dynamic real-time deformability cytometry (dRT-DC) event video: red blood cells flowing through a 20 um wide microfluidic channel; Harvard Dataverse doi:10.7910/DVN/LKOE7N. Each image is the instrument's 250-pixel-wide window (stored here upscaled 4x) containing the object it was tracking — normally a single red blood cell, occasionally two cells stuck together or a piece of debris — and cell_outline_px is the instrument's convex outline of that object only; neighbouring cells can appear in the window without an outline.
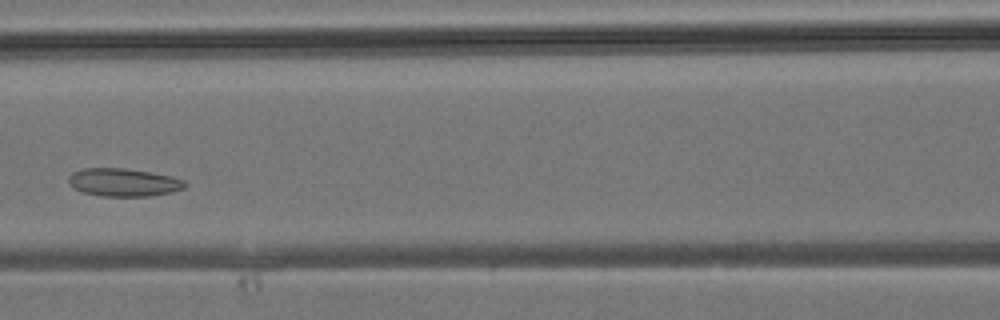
{"species": "common noctule bat (a hibernating species)", "species_latin": "Nyctalus noctula", "temperature_condition": "room temperature", "stored_images_in_passage": 24, "camera_frame_rate_fps": 3000, "um_per_image_px": 0.085, "animal": {"sex": "male", "body_mass_g": 19.2, "forearm_length_mm": 51.8}, "frame": {"image": 1, "passage_image": 6, "time_ms": 1.667, "image_size_px": [1000, 320], "cell_outline_px": [[188, 184], [184, 188], [172, 192], [148, 196], [100, 196], [84, 192], [68, 184], [68, 176], [72, 172], [84, 168], [124, 168], [172, 176], [184, 180]], "centroid_in_image_um": [10.5, 15.5], "position_along_channel_um": 156.1, "area_um2": 18.96}}
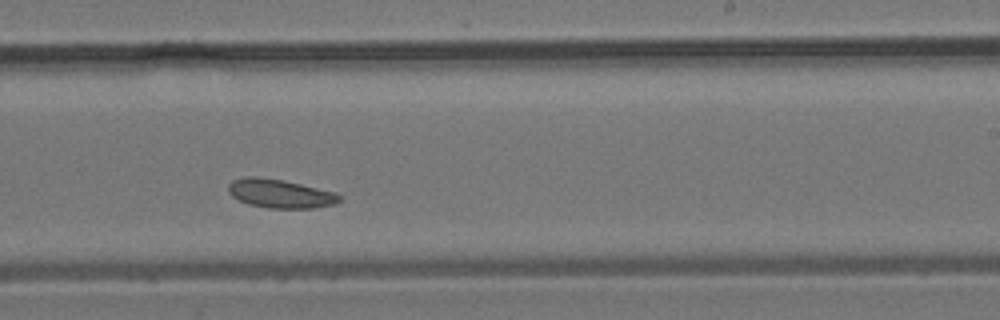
{"frame": {"image": 2, "passage_image": 12, "time_ms": 3.667, "image_size_px": [1000, 320], "cell_outline_px": [[344, 196], [336, 204], [316, 208], [268, 208], [248, 204], [232, 196], [228, 192], [228, 184], [232, 180], [248, 176], [256, 176], [280, 180], [300, 184], [336, 192]], "centroid_in_image_um": [23.84, 16.46], "position_along_channel_um": 265.2, "area_um2": 18.67}}
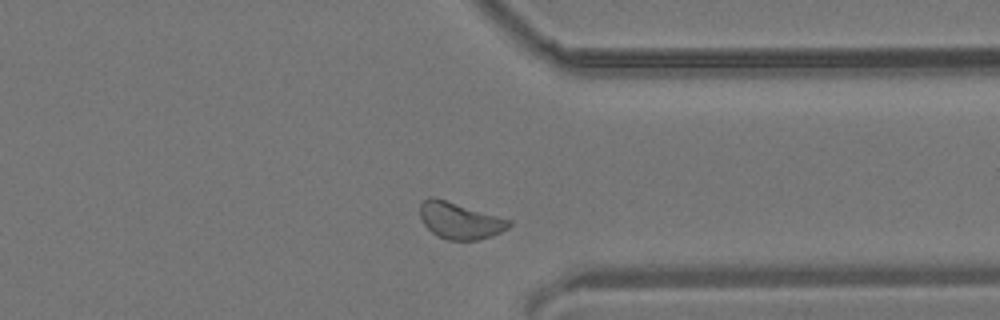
{"frame": {"image": 3, "passage_image": 18, "time_ms": 5.667, "image_size_px": [1000, 320], "cell_outline_px": [[512, 224], [508, 228], [492, 236], [480, 240], [448, 240], [436, 236], [424, 224], [420, 216], [420, 204], [428, 196], [436, 196], [512, 220]], "centroid_in_image_um": [39.09, 18.73], "position_along_channel_um": 372.3, "area_um2": 19.31}}